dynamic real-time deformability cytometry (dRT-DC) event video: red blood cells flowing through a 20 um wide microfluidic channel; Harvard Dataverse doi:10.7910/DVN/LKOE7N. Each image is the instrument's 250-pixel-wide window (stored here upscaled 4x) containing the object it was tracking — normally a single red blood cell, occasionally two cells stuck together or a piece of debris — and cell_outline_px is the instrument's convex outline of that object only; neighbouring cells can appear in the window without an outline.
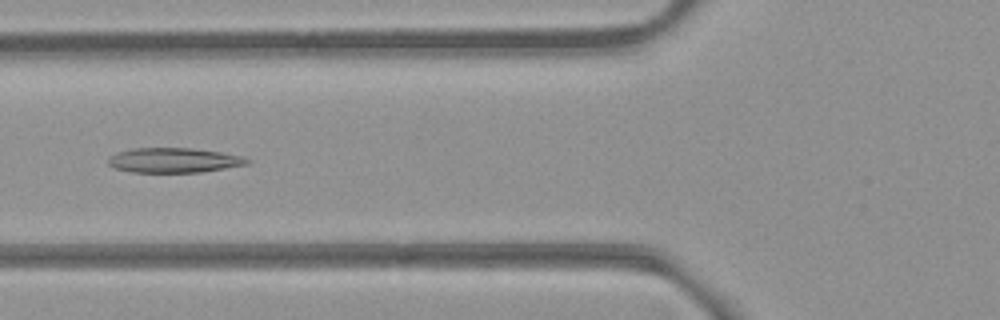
{"species": "common noctule bat (a hibernating species)", "species_latin": "Nyctalus noctula", "temperature_condition": "room temperature", "stored_images_in_passage": 53, "camera_frame_rate_fps": 3000, "um_per_image_px": 0.085, "animal": {"sex": "female", "body_mass_g": 21.9}, "frame": {"image": 1, "passage_image": 19, "time_ms": 6.0, "image_size_px": [1000, 320], "cell_outline_px": [[252, 160], [248, 164], [200, 172], [132, 172], [116, 168], [108, 164], [108, 160], [116, 152], [132, 148], [192, 148], [220, 152], [244, 156]], "centroid_in_image_um": [14.8, 13.61], "position_along_channel_um": 111.0, "area_um2": 20.0}}
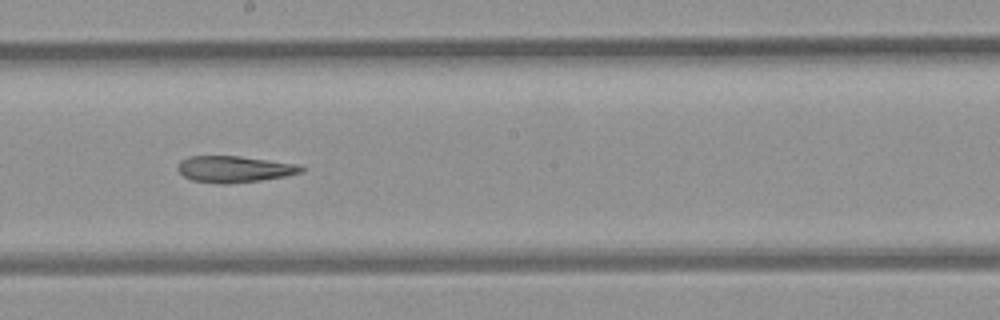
{"frame": {"image": 2, "passage_image": 28, "time_ms": 9.0, "image_size_px": [1000, 320], "cell_outline_px": [[304, 172], [284, 176], [260, 180], [228, 184], [220, 184], [192, 180], [184, 176], [176, 168], [180, 160], [188, 156], [240, 156], [296, 164], [304, 168]], "centroid_in_image_um": [19.88, 14.37], "position_along_channel_um": 228.3, "area_um2": 18.96}}
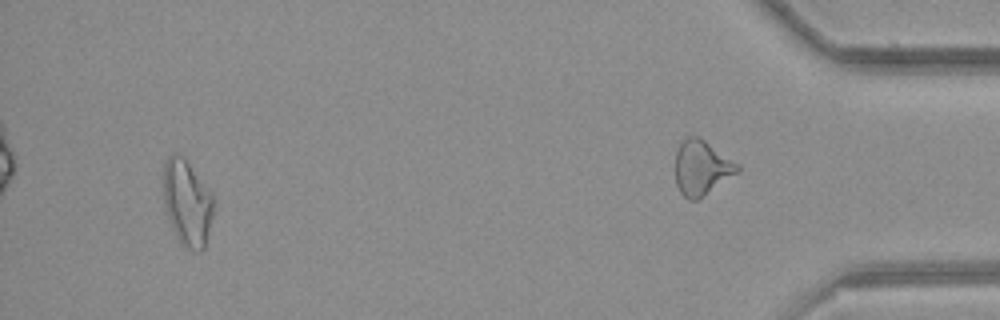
{"frame": {"image": 3, "passage_image": 49, "time_ms": 16.0, "image_size_px": [1000, 320], "cell_outline_px": [[212, 216], [204, 248], [200, 252], [184, 248], [176, 240], [164, 204], [164, 164], [168, 156], [172, 152], [184, 156], [212, 196]], "centroid_in_image_um": [15.87, 17.26], "position_along_channel_um": 419.3, "area_um2": 24.85}}